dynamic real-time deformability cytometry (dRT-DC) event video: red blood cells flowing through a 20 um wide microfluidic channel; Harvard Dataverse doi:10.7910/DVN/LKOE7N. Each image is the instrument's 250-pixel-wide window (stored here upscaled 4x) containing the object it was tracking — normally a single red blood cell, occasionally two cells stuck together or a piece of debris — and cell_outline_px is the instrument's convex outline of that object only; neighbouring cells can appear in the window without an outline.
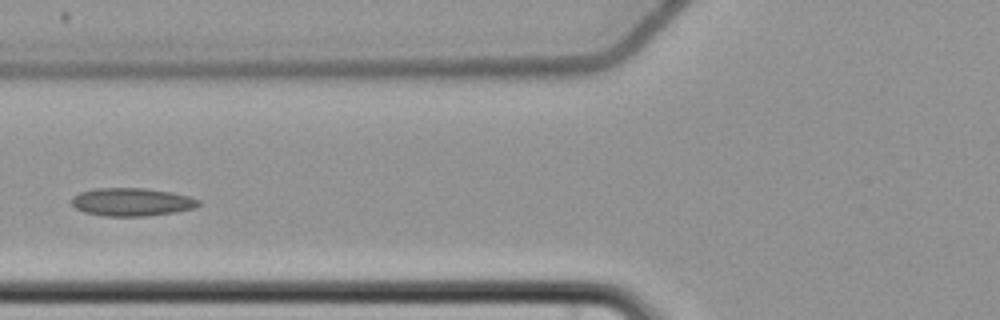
{"species": "common noctule bat (a hibernating species)", "species_latin": "Nyctalus noctula", "temperature_condition": "cold", "stored_images_in_passage": 6, "camera_frame_rate_fps": 3000, "um_per_image_px": 0.085, "animal": {"sex": "female", "body_mass_g": 22.7, "forearm_length_mm": 54.2}, "frame": {"image": 1, "passage_image": 5, "time_ms": 5.0, "image_size_px": [1000, 320], "cell_outline_px": [[200, 204], [196, 208], [176, 212], [148, 216], [104, 216], [84, 212], [76, 208], [72, 204], [72, 196], [80, 192], [96, 188], [144, 188], [168, 192], [188, 196], [200, 200]], "centroid_in_image_um": [11.2, 17.17], "position_along_channel_um": 114.6, "area_um2": 20.75}}
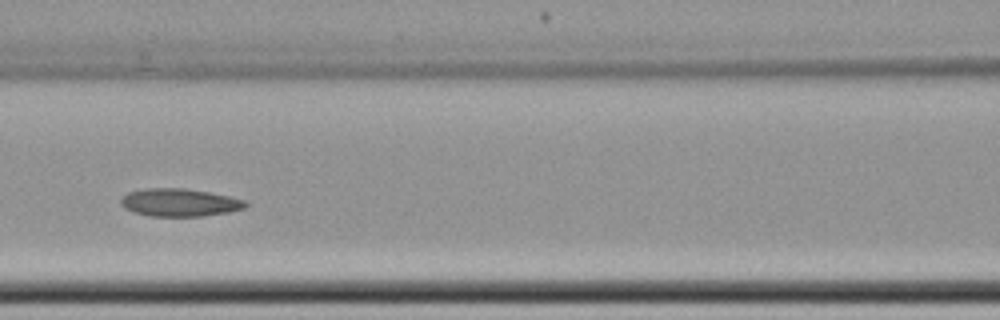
{"frame": {"image": 2, "passage_image": 6, "time_ms": 6.0, "image_size_px": [1000, 320], "cell_outline_px": [[248, 204], [244, 208], [228, 212], [204, 216], [148, 216], [124, 208], [120, 204], [120, 200], [128, 192], [148, 188], [184, 188], [208, 192], [228, 196], [244, 200]], "centroid_in_image_um": [15.25, 17.21], "position_along_channel_um": 151.4, "area_um2": 20.06}}